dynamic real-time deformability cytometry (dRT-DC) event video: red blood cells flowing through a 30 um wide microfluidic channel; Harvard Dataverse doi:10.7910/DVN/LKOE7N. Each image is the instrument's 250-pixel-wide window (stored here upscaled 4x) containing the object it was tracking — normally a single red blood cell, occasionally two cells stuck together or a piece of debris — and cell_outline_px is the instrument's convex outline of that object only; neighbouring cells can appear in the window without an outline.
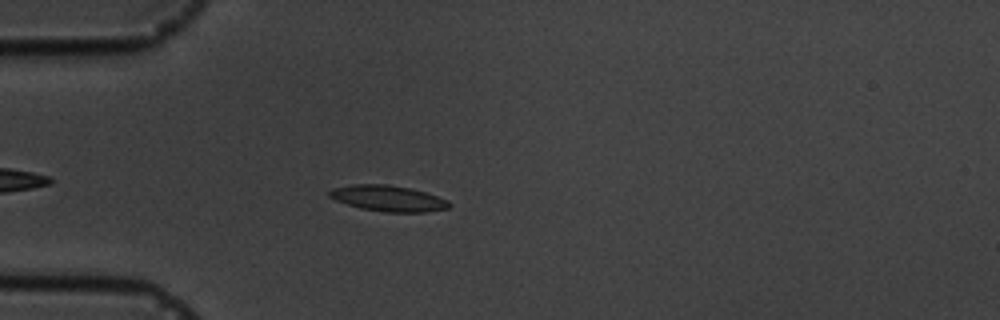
{"species": "common noctule bat (a hibernating species)", "species_latin": "Nyctalus noctula", "temperature_condition": "cold", "stored_images_in_passage": 8, "camera_frame_rate_fps": 3000, "um_per_image_px": 0.085, "animal": {"sex": "male", "body_mass_g": 19.5, "forearm_length_mm": 54.6}, "frame": {"image": 1, "passage_image": 3, "time_ms": 2.333, "image_size_px": [1000, 320], "cell_outline_px": [[452, 204], [448, 208], [424, 212], [384, 212], [360, 208], [336, 200], [328, 196], [328, 192], [332, 188], [356, 184], [388, 184], [408, 188], [424, 192], [448, 200]], "centroid_in_image_um": [32.98, 16.86], "position_along_channel_um": 52.0, "area_um2": 17.92}}
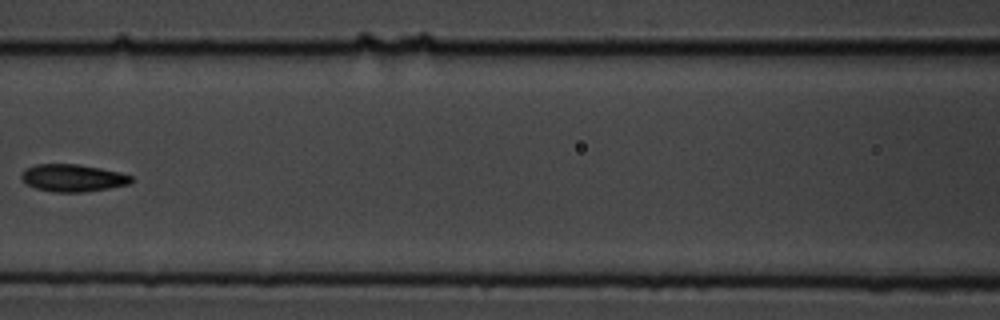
{"frame": {"image": 2, "passage_image": 6, "time_ms": 5.667, "image_size_px": [1000, 320], "cell_outline_px": [[132, 180], [128, 184], [108, 188], [84, 192], [52, 192], [36, 188], [28, 184], [20, 176], [24, 168], [36, 164], [80, 164], [120, 172], [132, 176]], "centroid_in_image_um": [6.17, 15.11], "position_along_channel_um": 160.4, "area_um2": 17.46}}
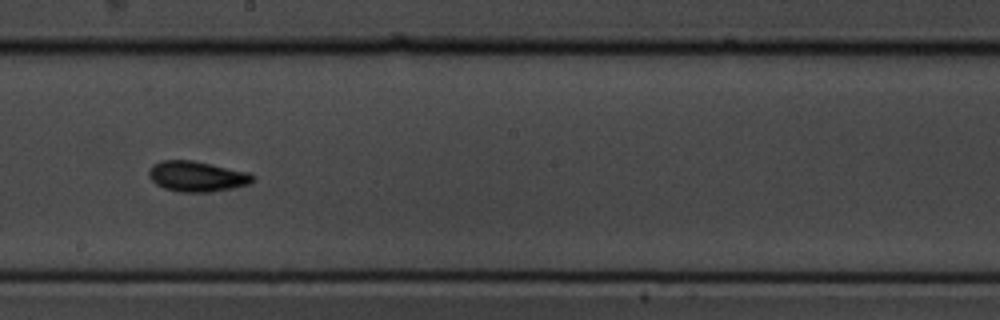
{"frame": {"image": 3, "passage_image": 8, "time_ms": 7.667, "image_size_px": [1000, 320], "cell_outline_px": [[256, 180], [248, 184], [232, 188], [212, 192], [180, 192], [164, 188], [156, 184], [148, 176], [148, 168], [152, 164], [164, 160], [192, 160], [248, 172], [256, 176]], "centroid_in_image_um": [16.73, 14.99], "position_along_channel_um": 231.5, "area_um2": 18.55}}